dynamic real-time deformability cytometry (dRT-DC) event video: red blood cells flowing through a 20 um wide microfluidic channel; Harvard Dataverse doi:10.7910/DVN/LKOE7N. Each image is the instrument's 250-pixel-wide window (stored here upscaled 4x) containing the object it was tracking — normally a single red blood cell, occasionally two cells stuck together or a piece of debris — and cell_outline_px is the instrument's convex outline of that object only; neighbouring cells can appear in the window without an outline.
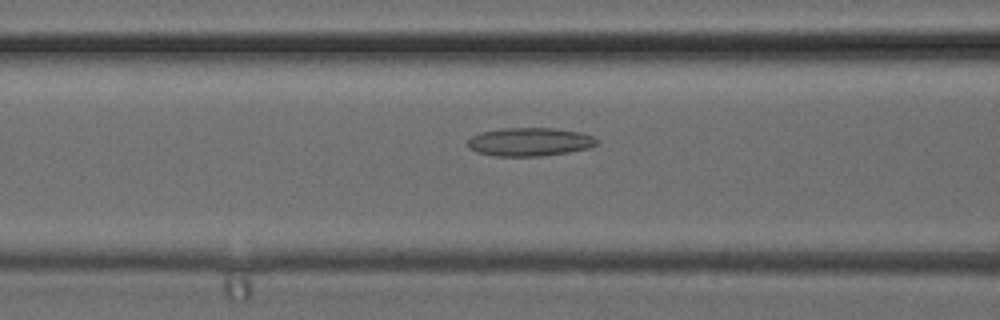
{"species": "common noctule bat (a hibernating species)", "species_latin": "Nyctalus noctula", "temperature_condition": "cold", "stored_images_in_passage": 32, "camera_frame_rate_fps": 3000, "um_per_image_px": 0.085, "animal": {"sex": "female", "body_mass_g": 24.6, "forearm_length_mm": 56.2}, "frame": {"image": 1, "passage_image": 9, "time_ms": 2.667, "image_size_px": [1000, 320], "cell_outline_px": [[600, 144], [588, 148], [568, 152], [540, 156], [496, 156], [476, 152], [468, 148], [468, 140], [472, 136], [480, 132], [500, 128], [552, 128], [580, 132], [592, 136], [600, 140]], "centroid_in_image_um": [45.03, 12.06], "position_along_channel_um": 121.6, "area_um2": 21.5}}
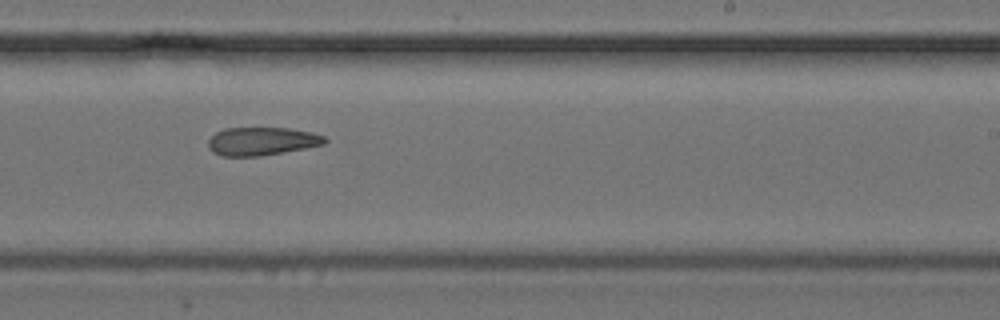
{"frame": {"image": 2, "passage_image": 17, "time_ms": 5.333, "image_size_px": [1000, 320], "cell_outline_px": [[328, 140], [324, 144], [284, 152], [260, 156], [220, 156], [212, 152], [208, 148], [208, 140], [216, 132], [224, 128], [288, 128], [312, 132], [324, 136]], "centroid_in_image_um": [22.23, 12.01], "position_along_channel_um": 266.8, "area_um2": 19.19}}
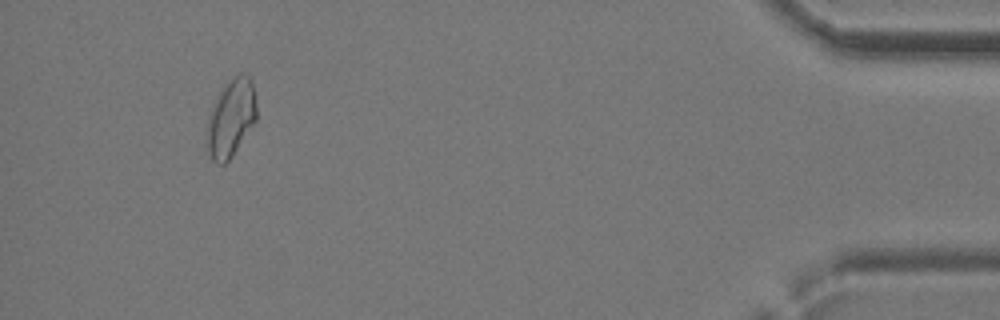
{"frame": {"image": 3, "passage_image": 29, "time_ms": 9.333, "image_size_px": [1000, 320], "cell_outline_px": [[256, 120], [232, 156], [224, 164], [216, 164], [212, 160], [204, 144], [204, 132], [216, 96], [240, 72], [244, 72], [252, 76], [256, 104]], "centroid_in_image_um": [19.61, 10.07], "position_along_channel_um": 415.6, "area_um2": 22.72}}